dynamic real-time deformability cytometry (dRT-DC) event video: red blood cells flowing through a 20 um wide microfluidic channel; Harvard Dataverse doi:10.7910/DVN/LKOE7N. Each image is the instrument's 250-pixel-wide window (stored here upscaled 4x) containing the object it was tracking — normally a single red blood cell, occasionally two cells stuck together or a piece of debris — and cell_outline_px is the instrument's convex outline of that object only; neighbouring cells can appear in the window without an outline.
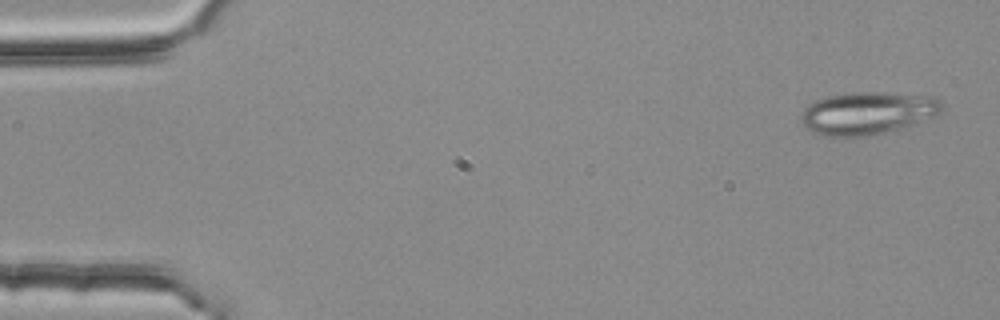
{"species": "common noctule bat (a hibernating species)", "species_latin": "Nyctalus noctula", "temperature_condition": "room temperature", "stored_images_in_passage": 5, "camera_frame_rate_fps": 3000, "um_per_image_px": 0.085, "animal": {"sex": "female", "body_mass_g": 25.1}, "frame": {"image": 1, "passage_image": 1, "time_ms": 0.0, "image_size_px": [1000, 320], "cell_outline_px": [[944, 108], [936, 116], [900, 128], [884, 132], [864, 136], [824, 136], [808, 128], [804, 124], [800, 116], [804, 108], [816, 100], [828, 96], [848, 92], [884, 92], [936, 96], [944, 104]], "centroid_in_image_um": [73.8, 9.58], "position_along_channel_um": 11.2, "area_um2": 34.91}}